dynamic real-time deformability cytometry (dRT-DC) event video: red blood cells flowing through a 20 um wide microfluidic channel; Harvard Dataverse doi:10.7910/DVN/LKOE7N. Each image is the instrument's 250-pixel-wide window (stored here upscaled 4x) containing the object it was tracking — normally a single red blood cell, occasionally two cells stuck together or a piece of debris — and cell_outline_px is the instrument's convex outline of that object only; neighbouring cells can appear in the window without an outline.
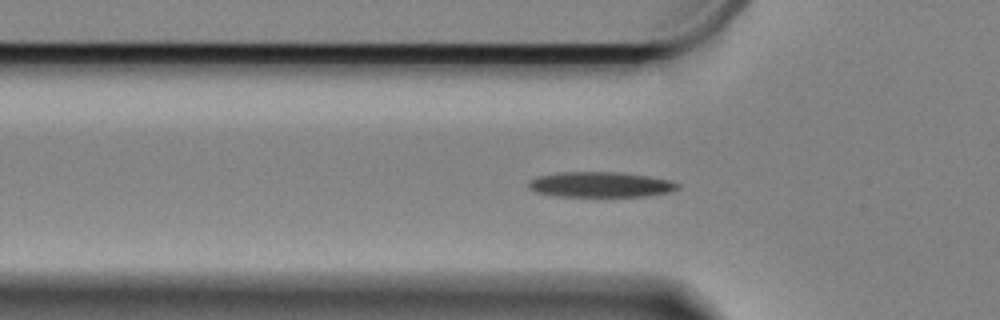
{"species": "Egyptian fruit bat (a non-hibernating species)", "species_latin": "Rousettus aegyptiacus", "temperature_condition": "cold", "stored_images_in_passage": 46, "camera_frame_rate_fps": 3000, "um_per_image_px": 0.085, "animal": {"sex": "female"}, "frame": {"image": 1, "passage_image": 4, "time_ms": 1.0, "image_size_px": [1000, 320], "cell_outline_px": [[680, 188], [668, 192], [648, 196], [556, 196], [536, 192], [528, 188], [528, 180], [536, 176], [560, 172], [616, 172], [648, 176], [672, 180], [680, 184]], "centroid_in_image_um": [51.03, 15.68], "position_along_channel_um": 74.8, "area_um2": 22.14}}
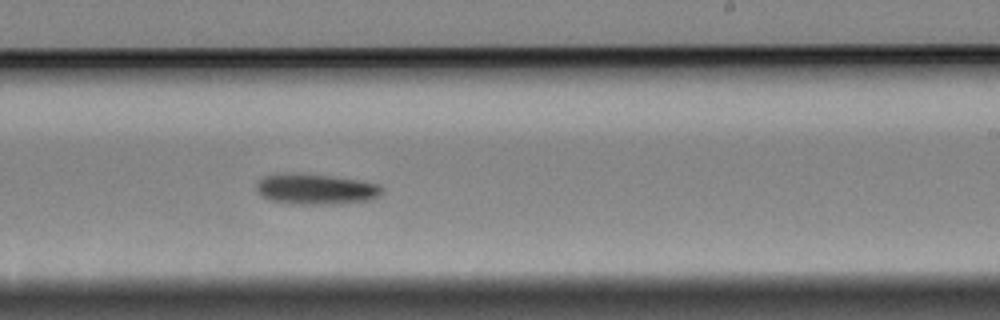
{"frame": {"image": 2, "passage_image": 21, "time_ms": 6.667, "image_size_px": [1000, 320], "cell_outline_px": [[380, 192], [372, 200], [340, 204], [284, 204], [268, 200], [260, 196], [256, 192], [256, 184], [264, 176], [276, 172], [328, 176], [360, 180], [376, 184], [380, 188]], "centroid_in_image_um": [26.73, 16.09], "position_along_channel_um": 262.3, "area_um2": 22.54}}
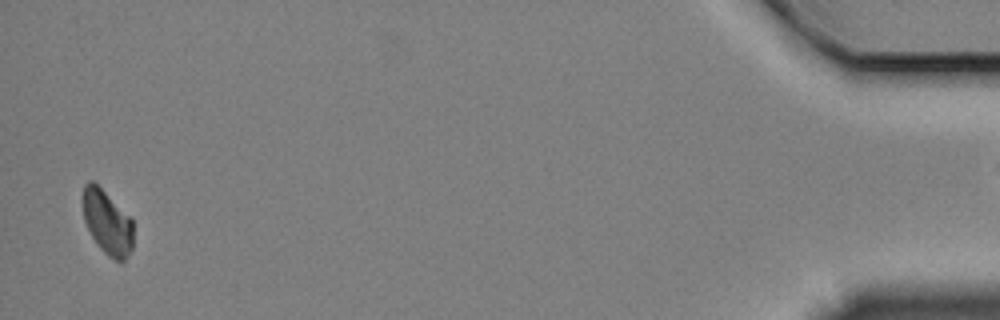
{"frame": {"image": 3, "passage_image": 44, "time_ms": 14.333, "image_size_px": [1000, 320], "cell_outline_px": [[132, 248], [124, 260], [120, 264], [108, 256], [100, 248], [92, 236], [84, 220], [80, 200], [84, 184], [88, 180], [92, 180], [132, 220]], "centroid_in_image_um": [9.06, 18.9], "position_along_channel_um": 426.1, "area_um2": 18.79}}